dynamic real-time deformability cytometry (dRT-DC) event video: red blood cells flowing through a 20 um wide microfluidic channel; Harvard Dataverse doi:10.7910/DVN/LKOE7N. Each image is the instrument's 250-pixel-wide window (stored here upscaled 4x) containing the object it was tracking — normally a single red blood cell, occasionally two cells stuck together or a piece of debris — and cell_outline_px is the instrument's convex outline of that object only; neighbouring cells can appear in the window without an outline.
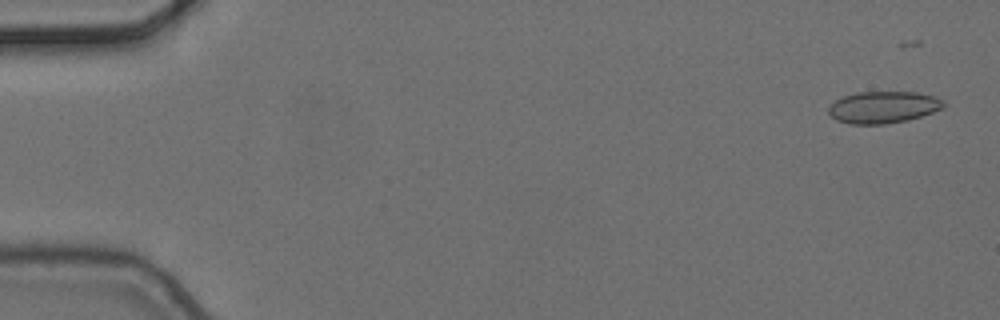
{"species": "common noctule bat (a hibernating species)", "species_latin": "Nyctalus noctula", "temperature_condition": "cold", "stored_images_in_passage": 5, "camera_frame_rate_fps": 3000, "um_per_image_px": 0.085, "animal": {"sex": "female", "body_mass_g": 24.6, "forearm_length_mm": 56.2}, "frame": {"image": 1, "passage_image": 1, "time_ms": 0.0, "image_size_px": [1000, 320], "cell_outline_px": [[948, 104], [944, 108], [908, 120], [884, 124], [848, 124], [836, 120], [828, 112], [828, 108], [836, 100], [844, 96], [856, 92], [916, 92], [936, 96], [944, 100]], "centroid_in_image_um": [75.12, 9.11], "position_along_channel_um": 9.9, "area_um2": 21.5}}
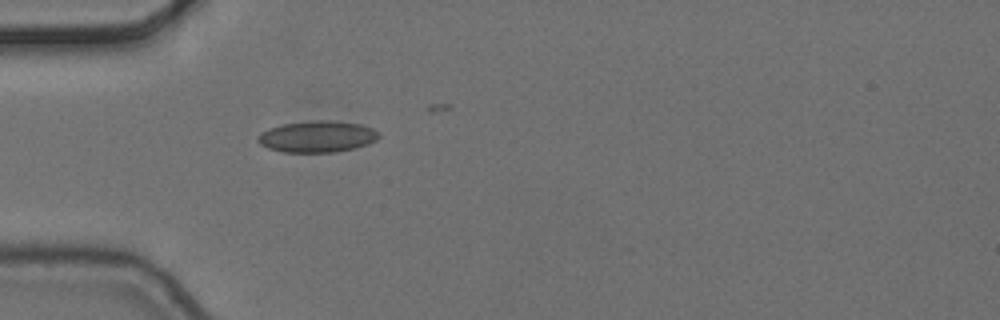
{"frame": {"image": 2, "passage_image": 5, "time_ms": 1.333, "image_size_px": [1000, 320], "cell_outline_px": [[380, 136], [376, 140], [368, 144], [352, 148], [332, 152], [284, 152], [268, 148], [260, 144], [256, 140], [256, 136], [260, 132], [268, 128], [284, 124], [312, 120], [332, 120], [360, 124], [372, 128], [380, 132]], "centroid_in_image_um": [26.94, 11.6], "position_along_channel_um": 58.1, "area_um2": 22.25}}